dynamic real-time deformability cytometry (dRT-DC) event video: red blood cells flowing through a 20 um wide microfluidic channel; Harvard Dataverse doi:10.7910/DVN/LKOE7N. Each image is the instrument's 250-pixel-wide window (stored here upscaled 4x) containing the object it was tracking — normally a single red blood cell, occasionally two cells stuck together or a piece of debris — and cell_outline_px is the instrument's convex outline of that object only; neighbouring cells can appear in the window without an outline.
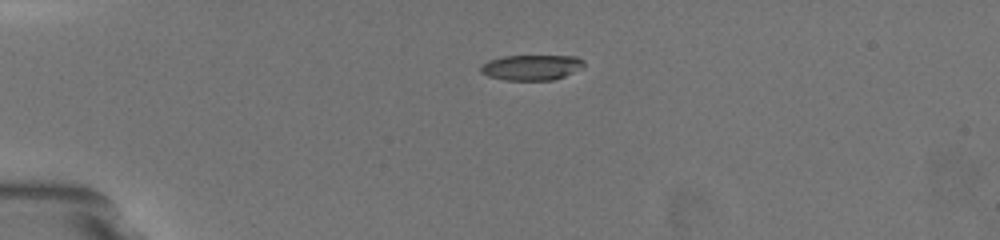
{"species": "common noctule bat (a hibernating species)", "species_latin": "Nyctalus noctula", "temperature_condition": "warm", "stored_images_in_passage": 37, "camera_frame_rate_fps": 3000, "um_per_image_px": 0.085, "animal": {"sex": "female", "body_mass_g": 19.5, "forearm_length_mm": 54.1}, "frame": {"image": 1, "passage_image": 1, "time_ms": 0.0, "image_size_px": [1000, 240], "cell_outline_px": [[584, 68], [564, 76], [552, 80], [504, 80], [488, 76], [480, 72], [480, 64], [488, 60], [504, 56], [576, 56], [584, 60]], "centroid_in_image_um": [45.17, 5.73], "position_along_channel_um": 39.8, "area_um2": 15.43}, "authors_computed_cell_mechanics": {"area_um2": 17.7446, "velocity_mm_per_s": 3.6746, "shape_relaxation_time_tau1_ms": 5.0168, "shape_relaxation_time_tau2_ms": 1.2554, "deformation_change_tau1": 0.2073, "deformation_change_tau2": 0.066}}